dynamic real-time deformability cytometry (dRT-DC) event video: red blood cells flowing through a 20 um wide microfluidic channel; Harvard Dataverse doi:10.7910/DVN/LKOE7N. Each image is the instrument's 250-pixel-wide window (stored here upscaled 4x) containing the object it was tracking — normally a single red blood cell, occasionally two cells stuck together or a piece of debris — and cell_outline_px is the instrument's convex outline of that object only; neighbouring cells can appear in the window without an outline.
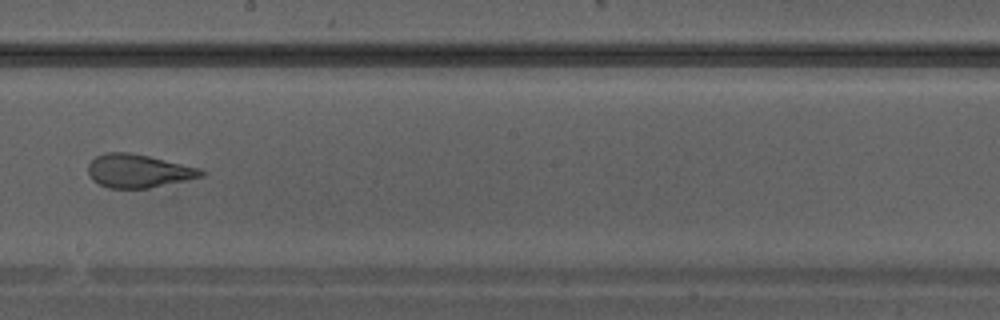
{"species": "Egyptian fruit bat (a non-hibernating species)", "species_latin": "Rousettus aegyptiacus", "temperature_condition": "warm", "stored_images_in_passage": 28, "camera_frame_rate_fps": 3000, "um_per_image_px": 0.085, "animal": {"sex": "male"}, "frame": {"image": 1, "passage_image": 16, "time_ms": 5.0, "image_size_px": [1000, 320], "cell_outline_px": [[208, 172], [204, 176], [148, 188], [108, 188], [92, 180], [88, 172], [88, 164], [96, 156], [104, 152], [128, 152], [148, 156], [200, 168]], "centroid_in_image_um": [11.76, 14.53], "position_along_channel_um": 236.4, "area_um2": 21.91}}